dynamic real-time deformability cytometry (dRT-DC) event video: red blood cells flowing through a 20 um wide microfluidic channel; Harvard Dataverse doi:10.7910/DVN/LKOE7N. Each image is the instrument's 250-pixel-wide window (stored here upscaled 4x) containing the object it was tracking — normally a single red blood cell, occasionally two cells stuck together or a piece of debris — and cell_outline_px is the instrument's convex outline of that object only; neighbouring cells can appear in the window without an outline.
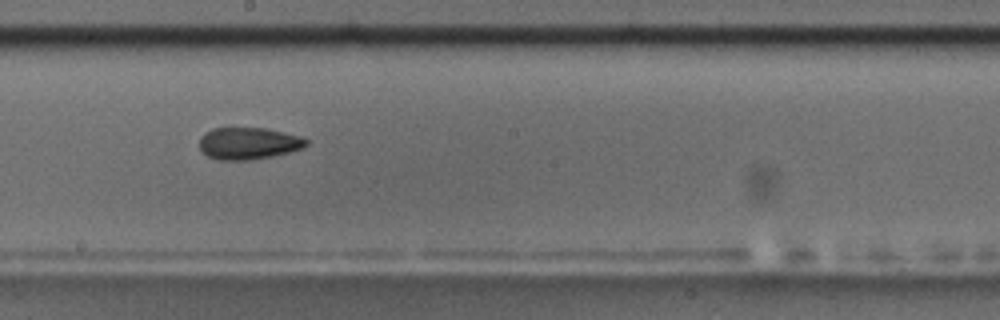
{"species": "common noctule bat (a hibernating species)", "species_latin": "Nyctalus noctula", "temperature_condition": "room temperature", "stored_images_in_passage": 14, "camera_frame_rate_fps": 3000, "um_per_image_px": 0.085, "animal": {"sex": "male", "body_mass_g": 17.5, "forearm_length_mm": 52.3}, "frame": {"image": 1, "passage_image": 10, "time_ms": 11.0, "image_size_px": [1000, 320], "cell_outline_px": [[308, 144], [304, 148], [272, 156], [252, 160], [216, 160], [200, 152], [200, 136], [204, 132], [212, 128], [268, 128], [300, 136], [308, 140]], "centroid_in_image_um": [21.1, 12.19], "position_along_channel_um": 227.1, "area_um2": 20.17}, "authors_computed_cell_mechanics": {"area_um2": 19.8832, "velocity_mm_per_s": 3.6928, "shape_relaxation_time_tau1_ms": 4.0198, "shape_relaxation_time_tau2_ms": null, "deformation_change_tau1": 0.101, "deformation_change_tau2": null}}